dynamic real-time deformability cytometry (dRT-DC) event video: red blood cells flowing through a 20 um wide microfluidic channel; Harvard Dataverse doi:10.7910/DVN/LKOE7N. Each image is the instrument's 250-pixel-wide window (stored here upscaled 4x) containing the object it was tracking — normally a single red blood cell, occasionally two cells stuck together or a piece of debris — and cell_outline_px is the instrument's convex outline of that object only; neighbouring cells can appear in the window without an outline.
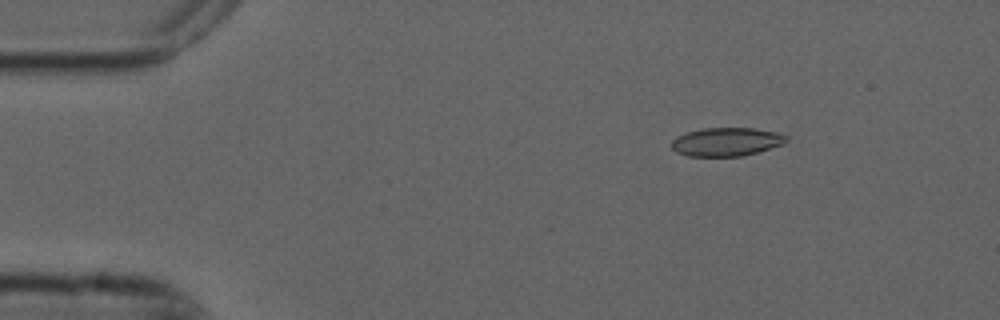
{"species": "common noctule bat (a hibernating species)", "species_latin": "Nyctalus noctula", "temperature_condition": "cold", "stored_images_in_passage": 4, "camera_frame_rate_fps": 3000, "um_per_image_px": 0.085, "animal": {"sex": "male", "forearm_length_mm": 52.5}, "frame": {"image": 1, "passage_image": 2, "time_ms": 0.333, "image_size_px": [1000, 320], "cell_outline_px": [[788, 140], [784, 144], [756, 152], [740, 156], [688, 156], [676, 152], [672, 148], [672, 140], [676, 136], [688, 132], [704, 128], [752, 128], [776, 132], [788, 136]], "centroid_in_image_um": [61.74, 12.05], "position_along_channel_um": 23.3, "area_um2": 18.96}}
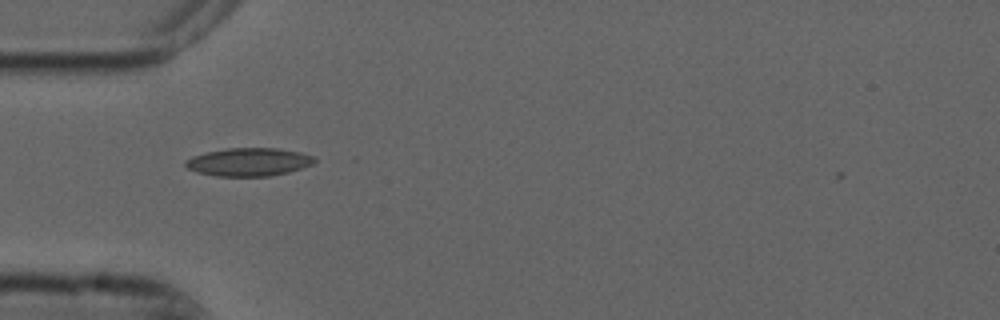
{"frame": {"image": 2, "passage_image": 4, "time_ms": 1.0, "image_size_px": [1000, 320], "cell_outline_px": [[316, 160], [312, 164], [288, 172], [268, 176], [216, 176], [196, 172], [188, 168], [184, 164], [184, 160], [192, 156], [208, 152], [228, 148], [276, 148], [300, 152], [316, 156]], "centroid_in_image_um": [21.13, 13.76], "position_along_channel_um": 63.9, "area_um2": 21.1}}